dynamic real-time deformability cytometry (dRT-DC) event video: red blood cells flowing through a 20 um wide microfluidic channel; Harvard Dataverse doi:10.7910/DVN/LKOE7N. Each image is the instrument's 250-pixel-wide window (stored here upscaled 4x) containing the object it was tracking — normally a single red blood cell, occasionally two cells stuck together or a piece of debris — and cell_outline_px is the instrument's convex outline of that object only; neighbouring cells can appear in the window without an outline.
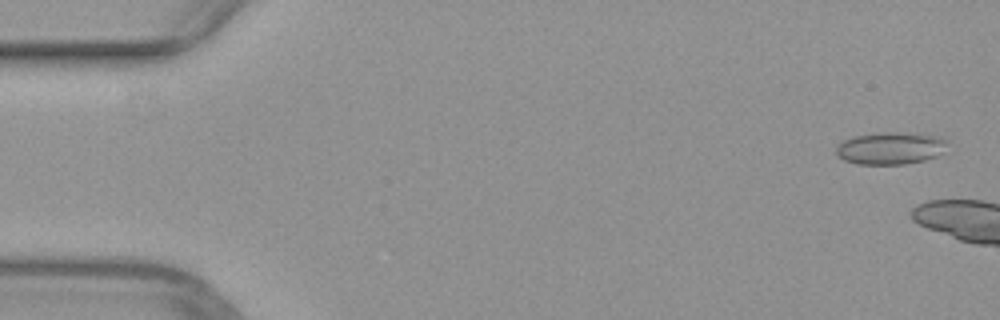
{"species": "common noctule bat (a hibernating species)", "species_latin": "Nyctalus noctula", "temperature_condition": "warm", "stored_images_in_passage": 6, "camera_frame_rate_fps": 3000, "um_per_image_px": 0.085, "animal": {"sex": "female", "body_mass_g": 29.2, "forearm_length_mm": 56.3}, "frame": {"image": 1, "passage_image": 2, "time_ms": 0.333, "image_size_px": [1000, 320], "cell_outline_px": [[944, 152], [936, 156], [924, 160], [904, 164], [856, 164], [844, 160], [836, 156], [836, 148], [844, 140], [856, 136], [884, 132], [916, 132], [932, 136], [944, 140]], "centroid_in_image_um": [75.65, 12.6], "position_along_channel_um": 9.4, "area_um2": 20.69}}